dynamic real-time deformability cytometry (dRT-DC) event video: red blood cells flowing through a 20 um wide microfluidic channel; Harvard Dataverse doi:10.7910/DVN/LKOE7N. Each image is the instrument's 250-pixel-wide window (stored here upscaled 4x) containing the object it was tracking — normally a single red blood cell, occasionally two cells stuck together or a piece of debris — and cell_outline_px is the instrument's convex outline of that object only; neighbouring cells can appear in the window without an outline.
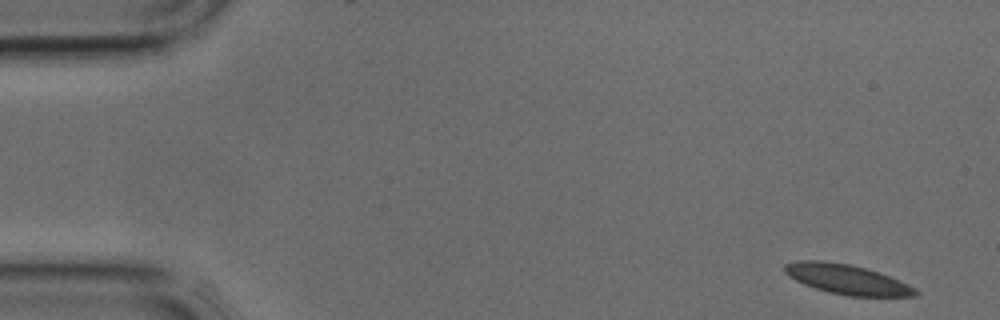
{"species": "common noctule bat (a hibernating species)", "species_latin": "Nyctalus noctula", "temperature_condition": "cold", "stored_images_in_passage": 3, "camera_frame_rate_fps": 3000, "um_per_image_px": 0.085, "animal": {"sex": "male", "body_mass_g": 17.9, "forearm_length_mm": 54.2}, "frame": {"image": 1, "passage_image": 1, "time_ms": 0.0, "image_size_px": [1000, 320], "cell_outline_px": [[920, 296], [848, 296], [828, 292], [804, 284], [788, 276], [784, 272], [784, 264], [800, 260], [820, 260], [852, 264], [880, 272], [908, 284], [916, 288], [920, 292]], "centroid_in_image_um": [72.02, 23.74], "position_along_channel_um": 13.0, "area_um2": 22.89}}
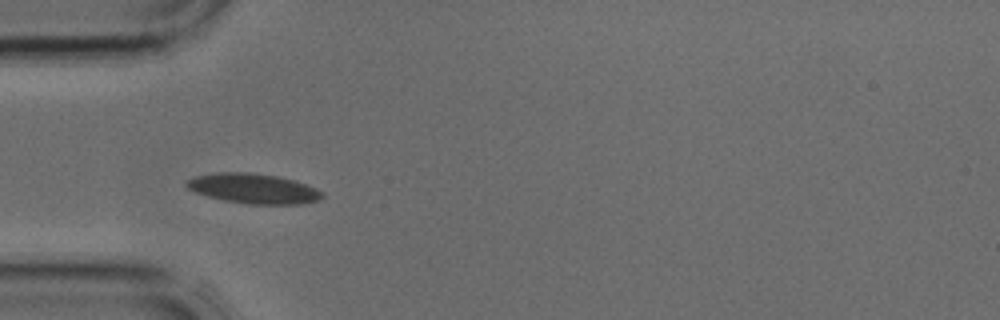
{"frame": {"image": 2, "passage_image": 3, "time_ms": 0.667, "image_size_px": [1000, 320], "cell_outline_px": [[324, 196], [320, 200], [304, 204], [248, 204], [224, 200], [208, 196], [196, 192], [188, 188], [184, 184], [184, 180], [196, 176], [216, 172], [248, 172], [280, 176], [296, 180], [316, 188], [324, 192]], "centroid_in_image_um": [21.58, 16.02], "position_along_channel_um": 63.4, "area_um2": 23.99}}